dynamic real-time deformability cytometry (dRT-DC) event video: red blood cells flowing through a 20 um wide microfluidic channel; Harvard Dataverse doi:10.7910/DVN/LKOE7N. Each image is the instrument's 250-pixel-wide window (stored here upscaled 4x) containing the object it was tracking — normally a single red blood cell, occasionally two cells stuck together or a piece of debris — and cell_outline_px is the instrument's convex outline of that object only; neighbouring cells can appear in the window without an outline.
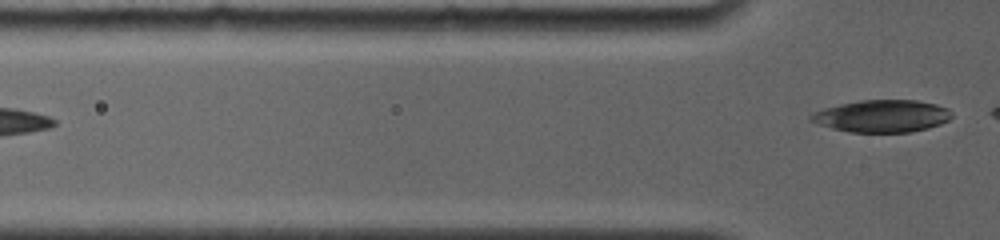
{"species": "common noctule bat (a hibernating species)", "species_latin": "Nyctalus noctula", "temperature_condition": "room temperature", "stored_images_in_passage": 3, "camera_frame_rate_fps": 4000, "um_per_image_px": 0.085, "animal": {"sex": "female", "body_mass_g": 19.0, "forearm_length_mm": 56.7}, "frame": {"image": 1, "passage_image": 3, "time_ms": 2.5, "image_size_px": [1000, 240], "cell_outline_px": [[952, 116], [948, 120], [940, 124], [928, 128], [912, 132], [848, 132], [816, 124], [808, 120], [808, 116], [812, 112], [824, 108], [840, 104], [860, 100], [916, 100], [936, 104], [948, 108], [952, 112]], "centroid_in_image_um": [74.94, 9.87], "position_along_channel_um": 50.9, "area_um2": 26.7}}